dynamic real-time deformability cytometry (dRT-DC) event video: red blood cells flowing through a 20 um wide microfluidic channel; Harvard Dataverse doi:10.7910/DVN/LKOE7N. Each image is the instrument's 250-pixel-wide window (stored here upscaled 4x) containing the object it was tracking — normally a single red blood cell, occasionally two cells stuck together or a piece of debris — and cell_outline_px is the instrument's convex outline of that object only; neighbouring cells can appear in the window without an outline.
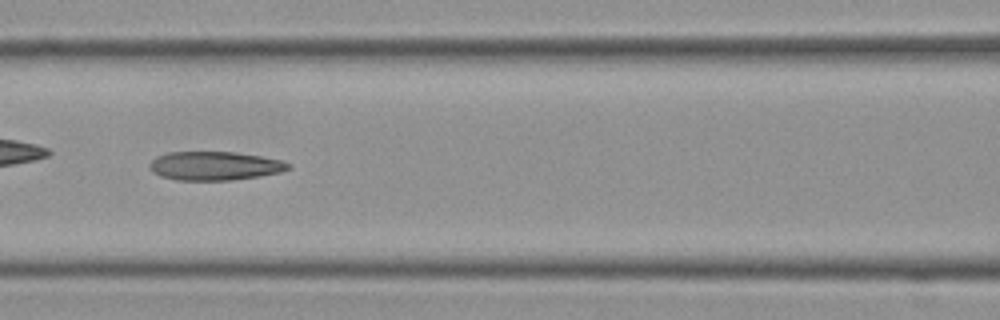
{"species": "Egyptian fruit bat (a non-hibernating species)", "species_latin": "Rousettus aegyptiacus", "temperature_condition": "cold", "stored_images_in_passage": 41, "camera_frame_rate_fps": 3000, "um_per_image_px": 0.085, "frame": {"image": 1, "passage_image": 18, "time_ms": 5.667, "image_size_px": [1000, 320], "cell_outline_px": [[292, 168], [280, 172], [260, 176], [232, 180], [176, 180], [160, 176], [152, 172], [148, 168], [148, 164], [156, 156], [168, 152], [236, 152], [260, 156], [280, 160], [292, 164]], "centroid_in_image_um": [18.23, 14.1], "position_along_channel_um": 148.4, "area_um2": 23.41}}
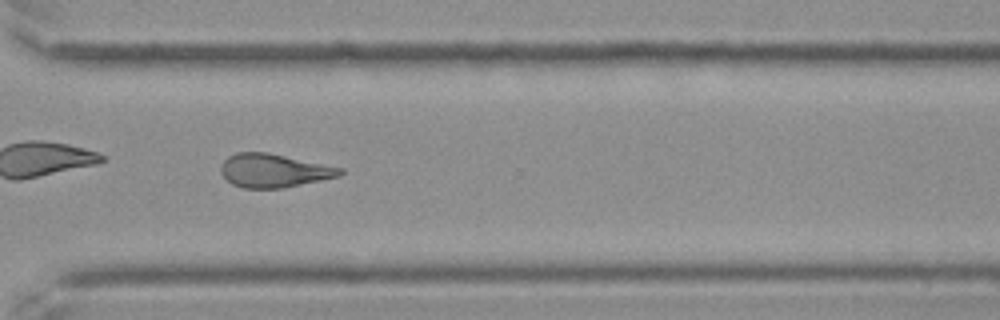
{"frame": {"image": 2, "passage_image": 35, "time_ms": 11.333, "image_size_px": [1000, 320], "cell_outline_px": [[344, 172], [340, 176], [284, 188], [244, 188], [232, 184], [220, 172], [220, 164], [228, 156], [236, 152], [268, 152], [344, 168]], "centroid_in_image_um": [23.28, 14.49], "position_along_channel_um": 347.3, "area_um2": 23.41}, "authors_computed_cell_mechanics": {"area_um2": 23.409, "velocity_mm_per_s": 3.5187, "shape_relaxation_time_tau1_ms": null, "shape_relaxation_time_tau2_ms": 4.282, "deformation_change_tau1": null, "deformation_change_tau2": 0.1355}}